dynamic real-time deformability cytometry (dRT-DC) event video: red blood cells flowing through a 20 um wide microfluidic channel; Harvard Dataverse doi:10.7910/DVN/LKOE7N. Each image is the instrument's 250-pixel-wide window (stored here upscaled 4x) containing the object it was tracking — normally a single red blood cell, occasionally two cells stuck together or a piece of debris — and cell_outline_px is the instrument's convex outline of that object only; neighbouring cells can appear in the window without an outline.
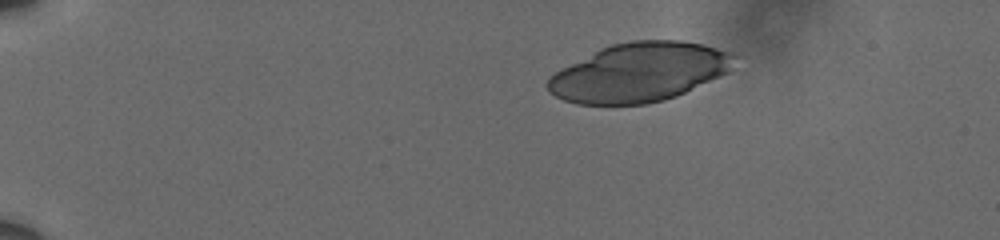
{"species": "human", "species_latin": "Homo sapiens", "temperature_condition": "cold", "stored_images_in_passage": 22, "camera_frame_rate_fps": 3000, "um_per_image_px": 0.085, "donor": {"sex": "male"}, "frame": {"image": 1, "passage_image": 1, "time_ms": 0.0, "image_size_px": [1000, 240], "cell_outline_px": [[736, 56], [728, 72], [676, 96], [664, 100], [644, 104], [576, 104], [564, 100], [548, 92], [548, 76], [600, 48], [612, 44], [632, 40], [680, 40], [704, 44], [732, 52]], "centroid_in_image_um": [54.34, 6.14], "position_along_channel_um": 30.7, "area_um2": 63.75}}